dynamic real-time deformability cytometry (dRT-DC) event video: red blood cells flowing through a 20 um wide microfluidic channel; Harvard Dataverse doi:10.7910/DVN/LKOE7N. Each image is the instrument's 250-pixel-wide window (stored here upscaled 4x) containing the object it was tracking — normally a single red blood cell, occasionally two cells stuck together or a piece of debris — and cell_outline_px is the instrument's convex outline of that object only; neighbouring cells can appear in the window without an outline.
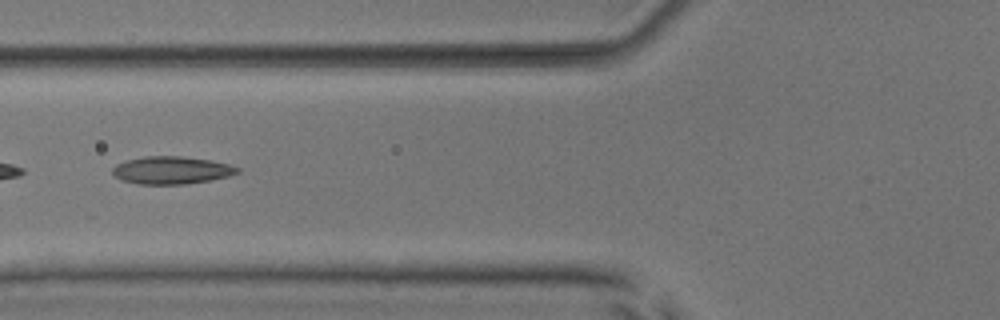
{"species": "common noctule bat (a hibernating species)", "species_latin": "Nyctalus noctula", "temperature_condition": "room temperature", "stored_images_in_passage": 46, "camera_frame_rate_fps": 3000, "um_per_image_px": 0.085, "animal": {"sex": "male", "body_mass_g": 17.9, "forearm_length_mm": 54.2}, "frame": {"image": 1, "passage_image": 20, "time_ms": 6.333, "image_size_px": [1000, 320], "cell_outline_px": [[240, 172], [228, 176], [212, 180], [184, 184], [136, 184], [120, 180], [112, 172], [112, 168], [116, 164], [128, 160], [144, 156], [180, 156], [212, 160], [228, 164], [240, 168]], "centroid_in_image_um": [14.58, 14.47], "position_along_channel_um": 111.2, "area_um2": 20.17}, "authors_computed_cell_mechanics": {"area_um2": 19.5075, "velocity_mm_per_s": 4.0063, "shape_relaxation_time_tau1_ms": null, "shape_relaxation_time_tau2_ms": 2.1904, "deformation_change_tau1": null, "deformation_change_tau2": 0.0904}}